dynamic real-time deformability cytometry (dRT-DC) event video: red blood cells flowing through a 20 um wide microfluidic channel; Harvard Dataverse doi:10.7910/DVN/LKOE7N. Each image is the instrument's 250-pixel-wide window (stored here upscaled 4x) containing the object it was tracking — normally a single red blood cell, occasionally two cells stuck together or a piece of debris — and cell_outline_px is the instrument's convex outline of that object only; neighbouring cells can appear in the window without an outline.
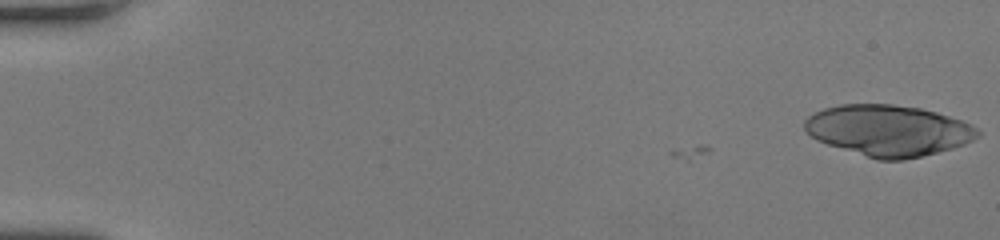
{"species": "human", "species_latin": "Homo sapiens", "temperature_condition": "room temperature", "stored_images_in_passage": 51, "camera_frame_rate_fps": 3000, "um_per_image_px": 0.085, "donor": {"sex": "female"}, "frame": {"image": 1, "passage_image": 1, "time_ms": 0.0, "image_size_px": [1000, 240], "cell_outline_px": [[980, 136], [964, 144], [952, 148], [904, 160], [876, 160], [816, 140], [804, 128], [804, 120], [808, 116], [824, 108], [840, 104], [892, 104], [920, 108], [936, 112], [960, 120], [976, 128], [980, 132]], "centroid_in_image_um": [75.48, 11.09], "position_along_channel_um": 9.5, "area_um2": 51.21}}
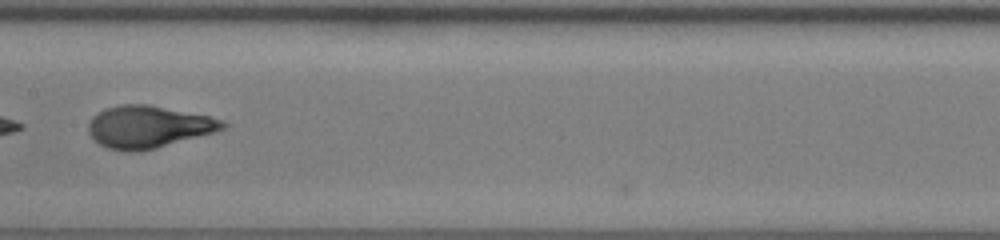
{"frame": {"image": 2, "passage_image": 28, "time_ms": 9.0, "image_size_px": [1000, 240], "cell_outline_px": [[228, 124], [224, 128], [216, 132], [156, 148], [136, 152], [128, 152], [108, 148], [100, 144], [88, 132], [88, 124], [92, 116], [104, 108], [120, 104], [148, 104], [208, 116], [220, 120]], "centroid_in_image_um": [12.58, 10.78], "position_along_channel_um": 194.8, "area_um2": 32.95}}
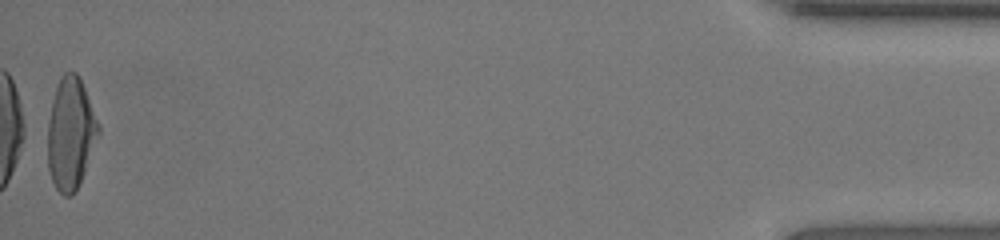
{"frame": {"image": 3, "passage_image": 51, "time_ms": 16.667, "image_size_px": [1000, 240], "cell_outline_px": [[100, 132], [80, 184], [72, 196], [64, 196], [56, 188], [52, 180], [48, 168], [48, 120], [52, 100], [60, 76], [64, 72], [76, 72], [80, 76], [100, 124]], "centroid_in_image_um": [6.02, 11.33], "position_along_channel_um": 429.2, "area_um2": 33.35}, "authors_computed_cell_mechanics": {"area_um2": 32.8304, "velocity_mm_per_s": 4.2016, "shape_relaxation_time_tau1_ms": 1.6793, "shape_relaxation_time_tau2_ms": null, "deformation_change_tau1": 0.3732, "deformation_change_tau2": null}}